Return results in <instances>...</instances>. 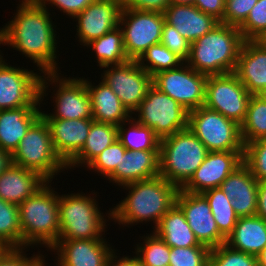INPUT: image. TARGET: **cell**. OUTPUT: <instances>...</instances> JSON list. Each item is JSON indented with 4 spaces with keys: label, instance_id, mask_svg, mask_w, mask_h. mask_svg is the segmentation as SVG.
Instances as JSON below:
<instances>
[{
    "label": "cell",
    "instance_id": "52",
    "mask_svg": "<svg viewBox=\"0 0 266 266\" xmlns=\"http://www.w3.org/2000/svg\"><path fill=\"white\" fill-rule=\"evenodd\" d=\"M258 266H266V247L257 256Z\"/></svg>",
    "mask_w": 266,
    "mask_h": 266
},
{
    "label": "cell",
    "instance_id": "7",
    "mask_svg": "<svg viewBox=\"0 0 266 266\" xmlns=\"http://www.w3.org/2000/svg\"><path fill=\"white\" fill-rule=\"evenodd\" d=\"M11 155L13 164L38 172L49 182L57 173L68 170L54 150L49 127L42 117L29 128Z\"/></svg>",
    "mask_w": 266,
    "mask_h": 266
},
{
    "label": "cell",
    "instance_id": "8",
    "mask_svg": "<svg viewBox=\"0 0 266 266\" xmlns=\"http://www.w3.org/2000/svg\"><path fill=\"white\" fill-rule=\"evenodd\" d=\"M188 128L209 152L244 151L240 125L204 105L188 112Z\"/></svg>",
    "mask_w": 266,
    "mask_h": 266
},
{
    "label": "cell",
    "instance_id": "40",
    "mask_svg": "<svg viewBox=\"0 0 266 266\" xmlns=\"http://www.w3.org/2000/svg\"><path fill=\"white\" fill-rule=\"evenodd\" d=\"M209 253L207 246L173 247L169 266H208Z\"/></svg>",
    "mask_w": 266,
    "mask_h": 266
},
{
    "label": "cell",
    "instance_id": "46",
    "mask_svg": "<svg viewBox=\"0 0 266 266\" xmlns=\"http://www.w3.org/2000/svg\"><path fill=\"white\" fill-rule=\"evenodd\" d=\"M93 1L94 0H39L43 6L51 4V6H56V8L58 7L60 11L72 19L75 18Z\"/></svg>",
    "mask_w": 266,
    "mask_h": 266
},
{
    "label": "cell",
    "instance_id": "44",
    "mask_svg": "<svg viewBox=\"0 0 266 266\" xmlns=\"http://www.w3.org/2000/svg\"><path fill=\"white\" fill-rule=\"evenodd\" d=\"M161 44L166 46L171 52L176 53L184 61L190 54V42L185 39L176 28L168 23H164L161 35Z\"/></svg>",
    "mask_w": 266,
    "mask_h": 266
},
{
    "label": "cell",
    "instance_id": "17",
    "mask_svg": "<svg viewBox=\"0 0 266 266\" xmlns=\"http://www.w3.org/2000/svg\"><path fill=\"white\" fill-rule=\"evenodd\" d=\"M244 151L208 152L205 160L181 190L190 193L219 188L220 184L243 163Z\"/></svg>",
    "mask_w": 266,
    "mask_h": 266
},
{
    "label": "cell",
    "instance_id": "26",
    "mask_svg": "<svg viewBox=\"0 0 266 266\" xmlns=\"http://www.w3.org/2000/svg\"><path fill=\"white\" fill-rule=\"evenodd\" d=\"M41 106L0 110V148L13 153L29 128L41 117ZM40 110H39V109Z\"/></svg>",
    "mask_w": 266,
    "mask_h": 266
},
{
    "label": "cell",
    "instance_id": "16",
    "mask_svg": "<svg viewBox=\"0 0 266 266\" xmlns=\"http://www.w3.org/2000/svg\"><path fill=\"white\" fill-rule=\"evenodd\" d=\"M175 204L182 210L186 221L200 244L214 248L226 242L219 232L208 201L202 194L178 190Z\"/></svg>",
    "mask_w": 266,
    "mask_h": 266
},
{
    "label": "cell",
    "instance_id": "41",
    "mask_svg": "<svg viewBox=\"0 0 266 266\" xmlns=\"http://www.w3.org/2000/svg\"><path fill=\"white\" fill-rule=\"evenodd\" d=\"M243 162L259 182L266 181V138L245 144Z\"/></svg>",
    "mask_w": 266,
    "mask_h": 266
},
{
    "label": "cell",
    "instance_id": "35",
    "mask_svg": "<svg viewBox=\"0 0 266 266\" xmlns=\"http://www.w3.org/2000/svg\"><path fill=\"white\" fill-rule=\"evenodd\" d=\"M0 244L4 248H22L19 210L0 198Z\"/></svg>",
    "mask_w": 266,
    "mask_h": 266
},
{
    "label": "cell",
    "instance_id": "54",
    "mask_svg": "<svg viewBox=\"0 0 266 266\" xmlns=\"http://www.w3.org/2000/svg\"><path fill=\"white\" fill-rule=\"evenodd\" d=\"M257 96L262 99L264 102H266V87L263 88L261 91H259V93L257 94Z\"/></svg>",
    "mask_w": 266,
    "mask_h": 266
},
{
    "label": "cell",
    "instance_id": "29",
    "mask_svg": "<svg viewBox=\"0 0 266 266\" xmlns=\"http://www.w3.org/2000/svg\"><path fill=\"white\" fill-rule=\"evenodd\" d=\"M153 230L170 248L205 246L196 239L184 213L176 204L161 218Z\"/></svg>",
    "mask_w": 266,
    "mask_h": 266
},
{
    "label": "cell",
    "instance_id": "13",
    "mask_svg": "<svg viewBox=\"0 0 266 266\" xmlns=\"http://www.w3.org/2000/svg\"><path fill=\"white\" fill-rule=\"evenodd\" d=\"M207 77L183 63L153 75L152 85L190 112L204 105Z\"/></svg>",
    "mask_w": 266,
    "mask_h": 266
},
{
    "label": "cell",
    "instance_id": "11",
    "mask_svg": "<svg viewBox=\"0 0 266 266\" xmlns=\"http://www.w3.org/2000/svg\"><path fill=\"white\" fill-rule=\"evenodd\" d=\"M164 23L163 13L122 8L119 27L129 60H138L150 46L160 43Z\"/></svg>",
    "mask_w": 266,
    "mask_h": 266
},
{
    "label": "cell",
    "instance_id": "25",
    "mask_svg": "<svg viewBox=\"0 0 266 266\" xmlns=\"http://www.w3.org/2000/svg\"><path fill=\"white\" fill-rule=\"evenodd\" d=\"M47 182L38 172L12 163L0 174V198L19 206Z\"/></svg>",
    "mask_w": 266,
    "mask_h": 266
},
{
    "label": "cell",
    "instance_id": "56",
    "mask_svg": "<svg viewBox=\"0 0 266 266\" xmlns=\"http://www.w3.org/2000/svg\"><path fill=\"white\" fill-rule=\"evenodd\" d=\"M3 249H4V247L0 244V251L3 250Z\"/></svg>",
    "mask_w": 266,
    "mask_h": 266
},
{
    "label": "cell",
    "instance_id": "48",
    "mask_svg": "<svg viewBox=\"0 0 266 266\" xmlns=\"http://www.w3.org/2000/svg\"><path fill=\"white\" fill-rule=\"evenodd\" d=\"M226 0H194V5L202 12L223 23Z\"/></svg>",
    "mask_w": 266,
    "mask_h": 266
},
{
    "label": "cell",
    "instance_id": "15",
    "mask_svg": "<svg viewBox=\"0 0 266 266\" xmlns=\"http://www.w3.org/2000/svg\"><path fill=\"white\" fill-rule=\"evenodd\" d=\"M40 75L8 65L0 54V110L40 106Z\"/></svg>",
    "mask_w": 266,
    "mask_h": 266
},
{
    "label": "cell",
    "instance_id": "47",
    "mask_svg": "<svg viewBox=\"0 0 266 266\" xmlns=\"http://www.w3.org/2000/svg\"><path fill=\"white\" fill-rule=\"evenodd\" d=\"M122 8L163 13L170 5L169 0H121Z\"/></svg>",
    "mask_w": 266,
    "mask_h": 266
},
{
    "label": "cell",
    "instance_id": "36",
    "mask_svg": "<svg viewBox=\"0 0 266 266\" xmlns=\"http://www.w3.org/2000/svg\"><path fill=\"white\" fill-rule=\"evenodd\" d=\"M137 62L151 76L164 70L180 67L185 63L180 56L161 43L150 46Z\"/></svg>",
    "mask_w": 266,
    "mask_h": 266
},
{
    "label": "cell",
    "instance_id": "5",
    "mask_svg": "<svg viewBox=\"0 0 266 266\" xmlns=\"http://www.w3.org/2000/svg\"><path fill=\"white\" fill-rule=\"evenodd\" d=\"M209 151L187 128L160 139V176L181 189L193 176Z\"/></svg>",
    "mask_w": 266,
    "mask_h": 266
},
{
    "label": "cell",
    "instance_id": "21",
    "mask_svg": "<svg viewBox=\"0 0 266 266\" xmlns=\"http://www.w3.org/2000/svg\"><path fill=\"white\" fill-rule=\"evenodd\" d=\"M234 73L251 95L266 87V40L243 42Z\"/></svg>",
    "mask_w": 266,
    "mask_h": 266
},
{
    "label": "cell",
    "instance_id": "42",
    "mask_svg": "<svg viewBox=\"0 0 266 266\" xmlns=\"http://www.w3.org/2000/svg\"><path fill=\"white\" fill-rule=\"evenodd\" d=\"M126 148L117 139L112 145L104 149L97 157H95L87 167L91 171L100 173L103 177H109L120 164L121 156L124 155Z\"/></svg>",
    "mask_w": 266,
    "mask_h": 266
},
{
    "label": "cell",
    "instance_id": "3",
    "mask_svg": "<svg viewBox=\"0 0 266 266\" xmlns=\"http://www.w3.org/2000/svg\"><path fill=\"white\" fill-rule=\"evenodd\" d=\"M244 41L238 27L218 23L210 32L190 43V54L185 63L207 76L232 73Z\"/></svg>",
    "mask_w": 266,
    "mask_h": 266
},
{
    "label": "cell",
    "instance_id": "12",
    "mask_svg": "<svg viewBox=\"0 0 266 266\" xmlns=\"http://www.w3.org/2000/svg\"><path fill=\"white\" fill-rule=\"evenodd\" d=\"M252 95L234 72L207 77L204 106L241 125Z\"/></svg>",
    "mask_w": 266,
    "mask_h": 266
},
{
    "label": "cell",
    "instance_id": "45",
    "mask_svg": "<svg viewBox=\"0 0 266 266\" xmlns=\"http://www.w3.org/2000/svg\"><path fill=\"white\" fill-rule=\"evenodd\" d=\"M26 248H4L0 251V266H42L45 263L44 256L33 255L26 257Z\"/></svg>",
    "mask_w": 266,
    "mask_h": 266
},
{
    "label": "cell",
    "instance_id": "20",
    "mask_svg": "<svg viewBox=\"0 0 266 266\" xmlns=\"http://www.w3.org/2000/svg\"><path fill=\"white\" fill-rule=\"evenodd\" d=\"M56 154L67 164L83 147L93 119L43 118Z\"/></svg>",
    "mask_w": 266,
    "mask_h": 266
},
{
    "label": "cell",
    "instance_id": "55",
    "mask_svg": "<svg viewBox=\"0 0 266 266\" xmlns=\"http://www.w3.org/2000/svg\"><path fill=\"white\" fill-rule=\"evenodd\" d=\"M36 2H39V0H22L21 4H31Z\"/></svg>",
    "mask_w": 266,
    "mask_h": 266
},
{
    "label": "cell",
    "instance_id": "30",
    "mask_svg": "<svg viewBox=\"0 0 266 266\" xmlns=\"http://www.w3.org/2000/svg\"><path fill=\"white\" fill-rule=\"evenodd\" d=\"M118 139V126L93 121L82 149L66 164L67 168L88 165L104 149Z\"/></svg>",
    "mask_w": 266,
    "mask_h": 266
},
{
    "label": "cell",
    "instance_id": "39",
    "mask_svg": "<svg viewBox=\"0 0 266 266\" xmlns=\"http://www.w3.org/2000/svg\"><path fill=\"white\" fill-rule=\"evenodd\" d=\"M243 39L266 40V0H258L239 27Z\"/></svg>",
    "mask_w": 266,
    "mask_h": 266
},
{
    "label": "cell",
    "instance_id": "19",
    "mask_svg": "<svg viewBox=\"0 0 266 266\" xmlns=\"http://www.w3.org/2000/svg\"><path fill=\"white\" fill-rule=\"evenodd\" d=\"M106 239L58 240L50 249L57 250L56 266H105L113 251Z\"/></svg>",
    "mask_w": 266,
    "mask_h": 266
},
{
    "label": "cell",
    "instance_id": "38",
    "mask_svg": "<svg viewBox=\"0 0 266 266\" xmlns=\"http://www.w3.org/2000/svg\"><path fill=\"white\" fill-rule=\"evenodd\" d=\"M208 266H258L257 256L230 248L227 244L210 249Z\"/></svg>",
    "mask_w": 266,
    "mask_h": 266
},
{
    "label": "cell",
    "instance_id": "37",
    "mask_svg": "<svg viewBox=\"0 0 266 266\" xmlns=\"http://www.w3.org/2000/svg\"><path fill=\"white\" fill-rule=\"evenodd\" d=\"M135 249L141 266H169L170 247L154 231ZM141 244V245H140Z\"/></svg>",
    "mask_w": 266,
    "mask_h": 266
},
{
    "label": "cell",
    "instance_id": "53",
    "mask_svg": "<svg viewBox=\"0 0 266 266\" xmlns=\"http://www.w3.org/2000/svg\"><path fill=\"white\" fill-rule=\"evenodd\" d=\"M170 4L194 5V0H169Z\"/></svg>",
    "mask_w": 266,
    "mask_h": 266
},
{
    "label": "cell",
    "instance_id": "28",
    "mask_svg": "<svg viewBox=\"0 0 266 266\" xmlns=\"http://www.w3.org/2000/svg\"><path fill=\"white\" fill-rule=\"evenodd\" d=\"M225 244L234 250L258 256L266 247V220L257 215L239 217Z\"/></svg>",
    "mask_w": 266,
    "mask_h": 266
},
{
    "label": "cell",
    "instance_id": "10",
    "mask_svg": "<svg viewBox=\"0 0 266 266\" xmlns=\"http://www.w3.org/2000/svg\"><path fill=\"white\" fill-rule=\"evenodd\" d=\"M134 112H138L134 119L160 139L188 128V111L153 85Z\"/></svg>",
    "mask_w": 266,
    "mask_h": 266
},
{
    "label": "cell",
    "instance_id": "49",
    "mask_svg": "<svg viewBox=\"0 0 266 266\" xmlns=\"http://www.w3.org/2000/svg\"><path fill=\"white\" fill-rule=\"evenodd\" d=\"M115 254L116 253L113 250L109 255V257L107 258L105 266H141L137 256L133 257L123 256L121 259L120 258L118 259L119 256Z\"/></svg>",
    "mask_w": 266,
    "mask_h": 266
},
{
    "label": "cell",
    "instance_id": "2",
    "mask_svg": "<svg viewBox=\"0 0 266 266\" xmlns=\"http://www.w3.org/2000/svg\"><path fill=\"white\" fill-rule=\"evenodd\" d=\"M129 190L124 200L109 209L108 218L127 227L141 222L153 221L157 227L161 218L175 204L178 188L162 176L137 181L122 186ZM127 188V189H126ZM131 190V191H130ZM110 212V213H109Z\"/></svg>",
    "mask_w": 266,
    "mask_h": 266
},
{
    "label": "cell",
    "instance_id": "43",
    "mask_svg": "<svg viewBox=\"0 0 266 266\" xmlns=\"http://www.w3.org/2000/svg\"><path fill=\"white\" fill-rule=\"evenodd\" d=\"M258 0H226L223 24L240 27Z\"/></svg>",
    "mask_w": 266,
    "mask_h": 266
},
{
    "label": "cell",
    "instance_id": "50",
    "mask_svg": "<svg viewBox=\"0 0 266 266\" xmlns=\"http://www.w3.org/2000/svg\"><path fill=\"white\" fill-rule=\"evenodd\" d=\"M256 215L266 220V181L258 184Z\"/></svg>",
    "mask_w": 266,
    "mask_h": 266
},
{
    "label": "cell",
    "instance_id": "18",
    "mask_svg": "<svg viewBox=\"0 0 266 266\" xmlns=\"http://www.w3.org/2000/svg\"><path fill=\"white\" fill-rule=\"evenodd\" d=\"M121 11V0H94L88 5L74 18L78 21L76 35L81 45L85 46L118 27Z\"/></svg>",
    "mask_w": 266,
    "mask_h": 266
},
{
    "label": "cell",
    "instance_id": "6",
    "mask_svg": "<svg viewBox=\"0 0 266 266\" xmlns=\"http://www.w3.org/2000/svg\"><path fill=\"white\" fill-rule=\"evenodd\" d=\"M58 195L60 233L58 240L104 239L106 218L90 195ZM99 208V209H98Z\"/></svg>",
    "mask_w": 266,
    "mask_h": 266
},
{
    "label": "cell",
    "instance_id": "32",
    "mask_svg": "<svg viewBox=\"0 0 266 266\" xmlns=\"http://www.w3.org/2000/svg\"><path fill=\"white\" fill-rule=\"evenodd\" d=\"M127 123L129 128H126ZM118 140L131 151L160 149V138L152 128L140 124L133 117L118 126Z\"/></svg>",
    "mask_w": 266,
    "mask_h": 266
},
{
    "label": "cell",
    "instance_id": "51",
    "mask_svg": "<svg viewBox=\"0 0 266 266\" xmlns=\"http://www.w3.org/2000/svg\"><path fill=\"white\" fill-rule=\"evenodd\" d=\"M12 164L11 153L0 148V174Z\"/></svg>",
    "mask_w": 266,
    "mask_h": 266
},
{
    "label": "cell",
    "instance_id": "34",
    "mask_svg": "<svg viewBox=\"0 0 266 266\" xmlns=\"http://www.w3.org/2000/svg\"><path fill=\"white\" fill-rule=\"evenodd\" d=\"M240 127L244 145L266 138V102L257 95L250 97L247 114Z\"/></svg>",
    "mask_w": 266,
    "mask_h": 266
},
{
    "label": "cell",
    "instance_id": "1",
    "mask_svg": "<svg viewBox=\"0 0 266 266\" xmlns=\"http://www.w3.org/2000/svg\"><path fill=\"white\" fill-rule=\"evenodd\" d=\"M17 8L14 18L0 29V44L10 45L33 60L41 74L58 72L56 26L47 6L36 2Z\"/></svg>",
    "mask_w": 266,
    "mask_h": 266
},
{
    "label": "cell",
    "instance_id": "24",
    "mask_svg": "<svg viewBox=\"0 0 266 266\" xmlns=\"http://www.w3.org/2000/svg\"><path fill=\"white\" fill-rule=\"evenodd\" d=\"M165 22L173 26L190 43L210 32L218 23L213 16L195 5L170 4L163 12Z\"/></svg>",
    "mask_w": 266,
    "mask_h": 266
},
{
    "label": "cell",
    "instance_id": "14",
    "mask_svg": "<svg viewBox=\"0 0 266 266\" xmlns=\"http://www.w3.org/2000/svg\"><path fill=\"white\" fill-rule=\"evenodd\" d=\"M103 68L106 70L104 69L101 75L102 81L110 86L126 109L135 114L134 111L152 86V76L138 64L137 60Z\"/></svg>",
    "mask_w": 266,
    "mask_h": 266
},
{
    "label": "cell",
    "instance_id": "4",
    "mask_svg": "<svg viewBox=\"0 0 266 266\" xmlns=\"http://www.w3.org/2000/svg\"><path fill=\"white\" fill-rule=\"evenodd\" d=\"M47 182L19 206L22 248L44 245L50 249L60 233L58 195ZM52 188V189H51Z\"/></svg>",
    "mask_w": 266,
    "mask_h": 266
},
{
    "label": "cell",
    "instance_id": "33",
    "mask_svg": "<svg viewBox=\"0 0 266 266\" xmlns=\"http://www.w3.org/2000/svg\"><path fill=\"white\" fill-rule=\"evenodd\" d=\"M208 201L219 232L227 238L239 219L229 197L220 189L213 188L202 193Z\"/></svg>",
    "mask_w": 266,
    "mask_h": 266
},
{
    "label": "cell",
    "instance_id": "23",
    "mask_svg": "<svg viewBox=\"0 0 266 266\" xmlns=\"http://www.w3.org/2000/svg\"><path fill=\"white\" fill-rule=\"evenodd\" d=\"M159 150L125 151L107 180L119 186L160 176Z\"/></svg>",
    "mask_w": 266,
    "mask_h": 266
},
{
    "label": "cell",
    "instance_id": "27",
    "mask_svg": "<svg viewBox=\"0 0 266 266\" xmlns=\"http://www.w3.org/2000/svg\"><path fill=\"white\" fill-rule=\"evenodd\" d=\"M83 79L89 91L94 121L119 126L132 117L109 85L101 80L97 86H94L90 81Z\"/></svg>",
    "mask_w": 266,
    "mask_h": 266
},
{
    "label": "cell",
    "instance_id": "9",
    "mask_svg": "<svg viewBox=\"0 0 266 266\" xmlns=\"http://www.w3.org/2000/svg\"><path fill=\"white\" fill-rule=\"evenodd\" d=\"M58 72L44 73L40 78L39 99L46 96L48 83L56 84L55 112L41 111L42 118L92 119V106L89 91L83 78H62ZM51 82V83H50ZM59 83V84H58ZM58 84V85H57Z\"/></svg>",
    "mask_w": 266,
    "mask_h": 266
},
{
    "label": "cell",
    "instance_id": "22",
    "mask_svg": "<svg viewBox=\"0 0 266 266\" xmlns=\"http://www.w3.org/2000/svg\"><path fill=\"white\" fill-rule=\"evenodd\" d=\"M259 181L243 162L219 186L229 197L238 217L254 216Z\"/></svg>",
    "mask_w": 266,
    "mask_h": 266
},
{
    "label": "cell",
    "instance_id": "31",
    "mask_svg": "<svg viewBox=\"0 0 266 266\" xmlns=\"http://www.w3.org/2000/svg\"><path fill=\"white\" fill-rule=\"evenodd\" d=\"M85 46L91 47L101 69L105 66L120 65L129 61L123 44V32L118 26L105 35L91 40Z\"/></svg>",
    "mask_w": 266,
    "mask_h": 266
}]
</instances>
